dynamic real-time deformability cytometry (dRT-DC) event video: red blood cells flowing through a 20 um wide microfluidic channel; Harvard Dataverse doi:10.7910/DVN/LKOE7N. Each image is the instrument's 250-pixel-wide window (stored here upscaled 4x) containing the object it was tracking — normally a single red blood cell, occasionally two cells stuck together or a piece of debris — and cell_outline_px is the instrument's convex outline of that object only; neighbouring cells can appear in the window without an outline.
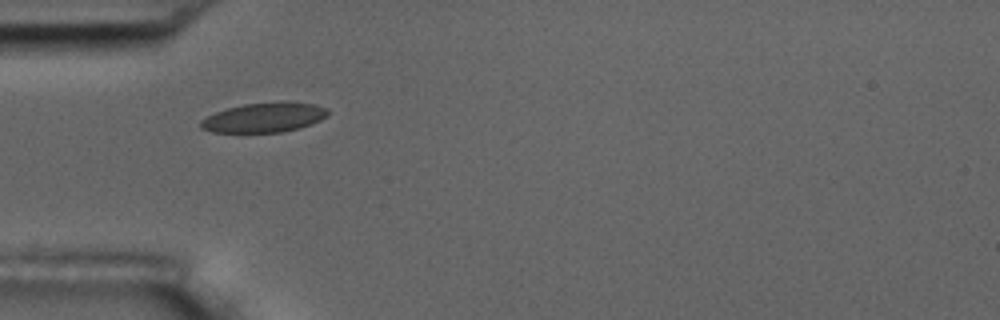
{"species": "common noctule bat (a hibernating species)", "species_latin": "Nyctalus noctula", "temperature_condition": "room temperature", "stored_images_in_passage": 39, "camera_frame_rate_fps": 3000, "um_per_image_px": 0.085, "animal": {"sex": "male", "body_mass_g": 17.5, "forearm_length_mm": 52.3}, "frame": {"image": 1, "passage_image": 1, "time_ms": 0.0, "image_size_px": [1000, 320], "cell_outline_px": [[328, 116], [312, 124], [300, 128], [280, 132], [212, 132], [200, 128], [200, 120], [216, 112], [228, 108], [244, 104], [280, 100], [288, 100], [312, 104], [328, 108]], "centroid_in_image_um": [22.49, 9.97], "position_along_channel_um": 62.5, "area_um2": 22.25}}
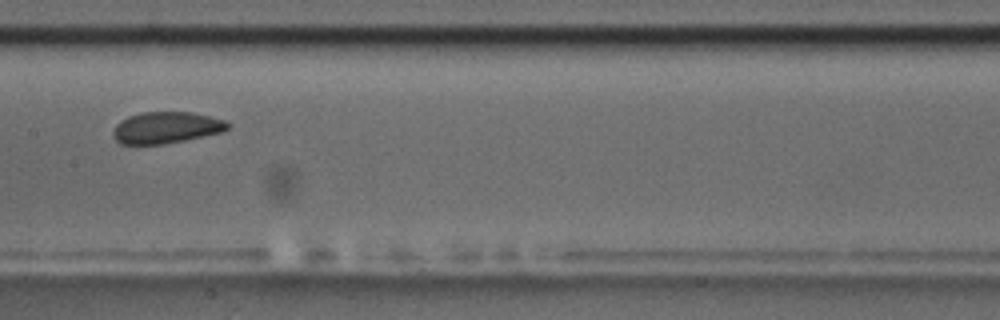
{"frame": {"image": 2, "passage_image": 12, "time_ms": 3.667, "image_size_px": [1000, 320], "cell_outline_px": [[232, 124], [224, 132], [164, 144], [120, 144], [112, 136], [112, 132], [116, 124], [120, 120], [128, 116], [144, 112], [192, 112], [224, 120]], "centroid_in_image_um": [14.12, 10.85], "position_along_channel_um": 193.3, "area_um2": 21.15}}
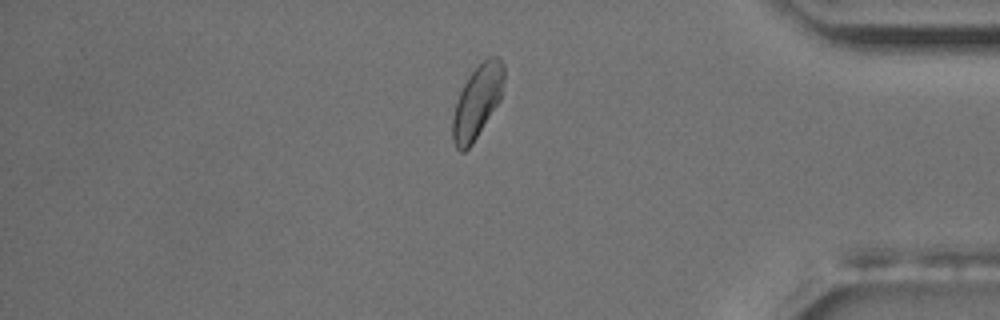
{"frame": {"image": 3, "passage_image": 31, "time_ms": 10.0, "image_size_px": [1000, 320], "cell_outline_px": [[504, 80], [500, 100], [472, 144], [464, 152], [460, 152], [456, 148], [452, 140], [452, 116], [460, 92], [468, 76], [488, 56], [500, 56], [504, 64]], "centroid_in_image_um": [40.57, 8.63], "position_along_channel_um": 394.6, "area_um2": 21.73}, "authors_computed_cell_mechanics": {"area_um2": 21.7906, "velocity_mm_per_s": 3.6183, "shape_relaxation_time_tau1_ms": 8.309, "shape_relaxation_time_tau2_ms": 1.3676, "deformation_change_tau1": 0.1283, "deformation_change_tau2": 0.0746}}